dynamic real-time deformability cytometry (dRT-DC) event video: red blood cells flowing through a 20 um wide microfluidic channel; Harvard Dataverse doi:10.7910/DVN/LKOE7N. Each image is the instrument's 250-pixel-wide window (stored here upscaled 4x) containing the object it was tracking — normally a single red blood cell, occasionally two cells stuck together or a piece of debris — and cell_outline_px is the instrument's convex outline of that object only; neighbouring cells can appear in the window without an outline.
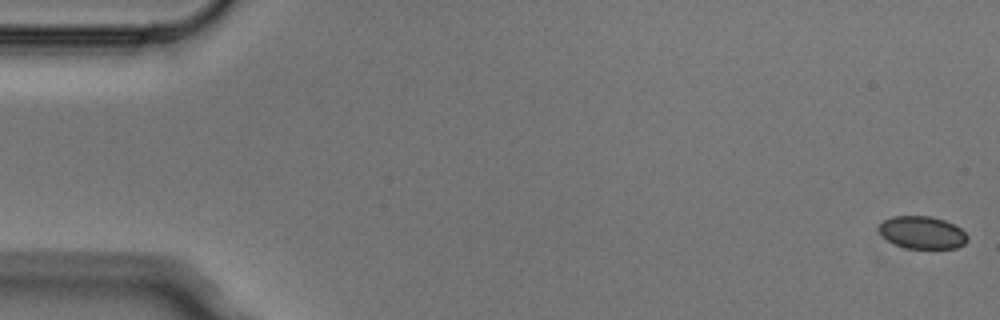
{"species": "Egyptian fruit bat (a non-hibernating species)", "species_latin": "Rousettus aegyptiacus", "temperature_condition": "cold", "stored_images_in_passage": 5, "camera_frame_rate_fps": 3000, "um_per_image_px": 0.085, "animal": {"sex": "male"}, "frame": {"image": 1, "passage_image": 1, "time_ms": 0.0, "image_size_px": [1000, 320], "cell_outline_px": [[968, 240], [964, 244], [956, 248], [904, 248], [888, 240], [880, 232], [880, 224], [884, 220], [892, 216], [932, 216], [944, 220], [960, 228], [968, 236]], "centroid_in_image_um": [78.41, 19.76], "position_along_channel_um": 6.6, "area_um2": 16.59}}
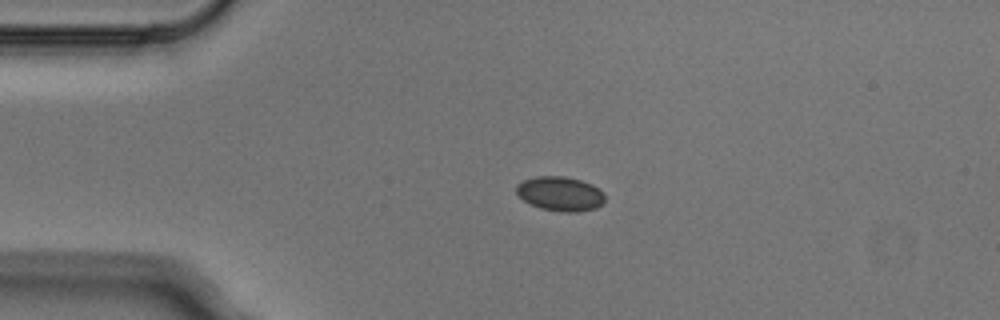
{"frame": {"image": 2, "passage_image": 4, "time_ms": 1.0, "image_size_px": [1000, 320], "cell_outline_px": [[604, 200], [596, 208], [576, 212], [560, 212], [540, 208], [524, 200], [516, 192], [516, 184], [524, 180], [536, 176], [564, 176], [580, 180], [592, 184], [600, 188], [604, 192]], "centroid_in_image_um": [47.63, 16.46], "position_along_channel_um": 37.4, "area_um2": 17.74}}